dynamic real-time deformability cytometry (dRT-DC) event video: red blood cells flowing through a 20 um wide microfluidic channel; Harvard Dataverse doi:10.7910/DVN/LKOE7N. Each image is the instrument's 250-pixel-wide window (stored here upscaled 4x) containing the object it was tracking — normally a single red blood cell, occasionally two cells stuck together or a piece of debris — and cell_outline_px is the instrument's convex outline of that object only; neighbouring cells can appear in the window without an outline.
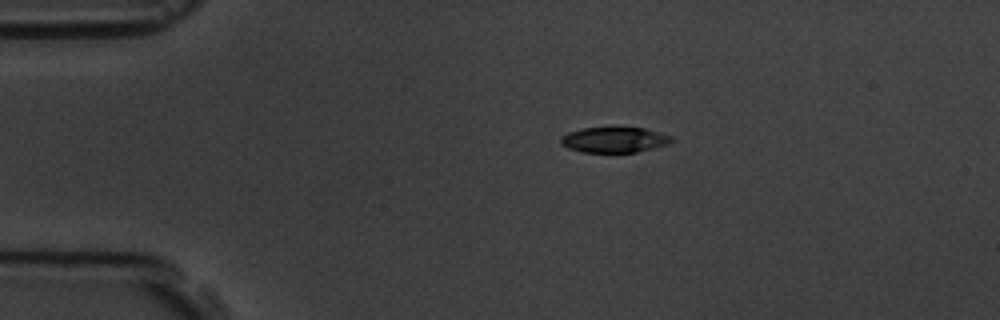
{"species": "common noctule bat (a hibernating species)", "species_latin": "Nyctalus noctula", "temperature_condition": "room temperature", "stored_images_in_passage": 4, "camera_frame_rate_fps": 3000, "um_per_image_px": 0.085, "animal": {"sex": "male", "body_mass_g": 19.5, "forearm_length_mm": 54.6}, "frame": {"image": 1, "passage_image": 1, "time_ms": 0.0, "image_size_px": [1000, 320], "cell_outline_px": [[672, 140], [668, 144], [636, 152], [584, 152], [568, 148], [560, 144], [560, 136], [568, 132], [584, 128], [644, 128], [672, 136]], "centroid_in_image_um": [52.17, 11.88], "position_along_channel_um": 32.8, "area_um2": 16.24}}
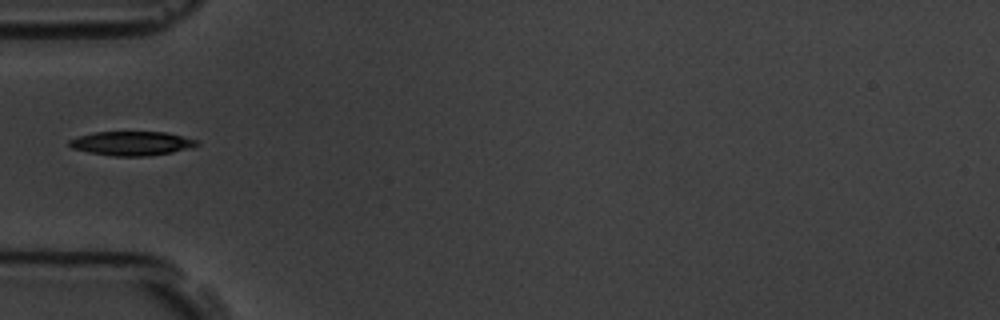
{"frame": {"image": 2, "passage_image": 3, "time_ms": 2.333, "image_size_px": [1000, 320], "cell_outline_px": [[200, 144], [192, 148], [172, 152], [148, 156], [112, 156], [88, 152], [72, 148], [68, 144], [68, 140], [92, 132], [164, 132], [196, 140]], "centroid_in_image_um": [11.18, 12.19], "position_along_channel_um": 73.8, "area_um2": 17.86}}
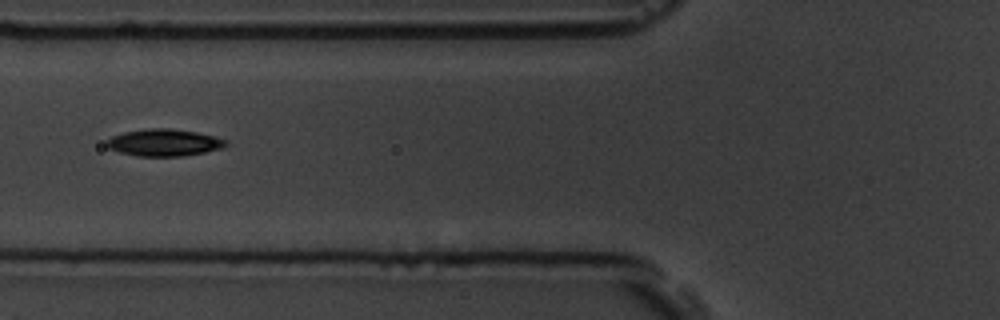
{"frame": {"image": 3, "passage_image": 4, "time_ms": 3.333, "image_size_px": [1000, 320], "cell_outline_px": [[228, 144], [220, 148], [204, 152], [184, 156], [136, 156], [120, 152], [108, 148], [104, 144], [112, 136], [124, 132], [148, 128], [168, 128], [196, 132], [228, 140]], "centroid_in_image_um": [13.92, 12.12], "position_along_channel_um": 111.9, "area_um2": 18.67}}